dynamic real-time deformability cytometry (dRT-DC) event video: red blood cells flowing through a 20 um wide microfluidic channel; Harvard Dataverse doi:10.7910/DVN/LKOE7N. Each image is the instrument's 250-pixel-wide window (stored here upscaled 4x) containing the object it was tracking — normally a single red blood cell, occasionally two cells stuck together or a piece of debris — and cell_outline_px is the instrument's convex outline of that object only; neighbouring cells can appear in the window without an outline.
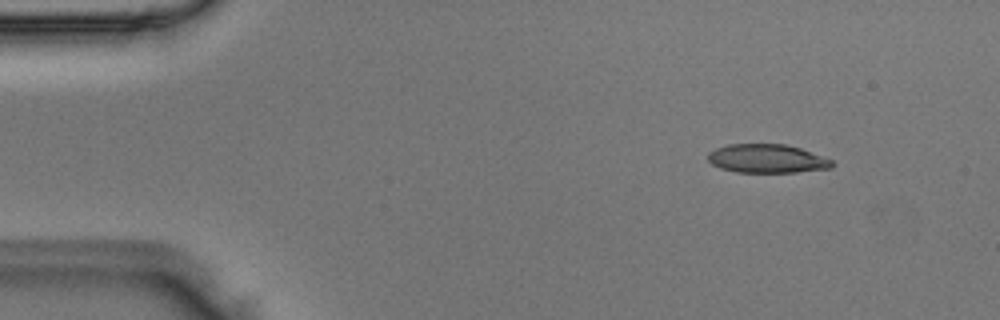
{"species": "Egyptian fruit bat (a non-hibernating species)", "species_latin": "Rousettus aegyptiacus", "temperature_condition": "room temperature", "stored_images_in_passage": 4, "camera_frame_rate_fps": 3000, "um_per_image_px": 0.085, "animal": {"sex": "male"}, "frame": {"image": 1, "passage_image": 1, "time_ms": 0.0, "image_size_px": [1000, 320], "cell_outline_px": [[832, 168], [796, 172], [736, 172], [720, 168], [712, 164], [708, 160], [708, 152], [716, 148], [728, 144], [784, 144], [800, 148], [832, 160]], "centroid_in_image_um": [65.16, 13.48], "position_along_channel_um": 19.8, "area_um2": 20.63}}